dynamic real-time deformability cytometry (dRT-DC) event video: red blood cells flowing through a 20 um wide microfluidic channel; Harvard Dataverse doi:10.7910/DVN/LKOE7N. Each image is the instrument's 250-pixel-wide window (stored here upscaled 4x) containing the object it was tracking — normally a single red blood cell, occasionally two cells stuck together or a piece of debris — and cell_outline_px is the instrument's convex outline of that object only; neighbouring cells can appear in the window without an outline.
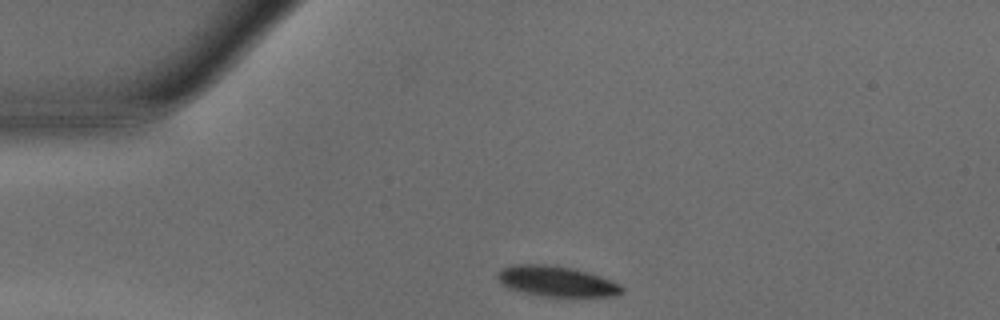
{"species": "common noctule bat (a hibernating species)", "species_latin": "Nyctalus noctula", "temperature_condition": "warm", "stored_images_in_passage": 28, "camera_frame_rate_fps": 3000, "um_per_image_px": 0.085, "animal": {"sex": "male", "body_mass_g": 15.6}, "frame": {"image": 1, "passage_image": 1, "time_ms": 0.0, "image_size_px": [1000, 320], "cell_outline_px": [[624, 292], [612, 296], [540, 296], [520, 292], [508, 288], [500, 284], [496, 276], [500, 268], [512, 264], [552, 264], [576, 268], [600, 276], [620, 284], [624, 288]], "centroid_in_image_um": [47.25, 23.89], "position_along_channel_um": 37.7, "area_um2": 22.48}}
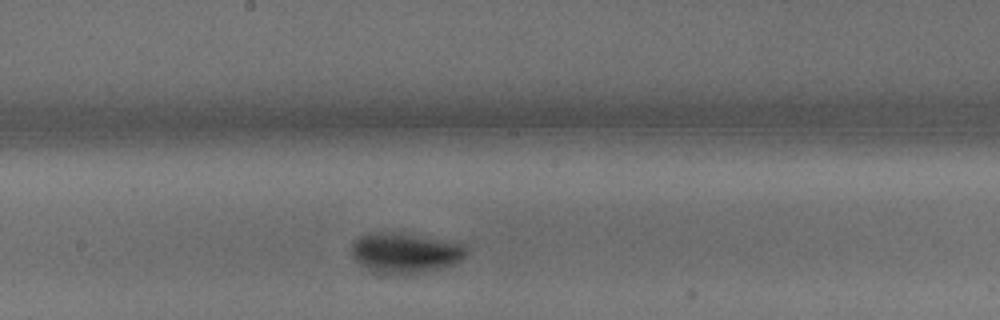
{"frame": {"image": 2, "passage_image": 16, "time_ms": 5.0, "image_size_px": [1000, 320], "cell_outline_px": [[468, 252], [460, 260], [452, 264], [440, 268], [404, 276], [372, 272], [360, 264], [352, 256], [352, 240], [368, 232], [404, 232], [464, 244], [468, 248]], "centroid_in_image_um": [34.41, 21.49], "position_along_channel_um": 213.8, "area_um2": 27.46}}
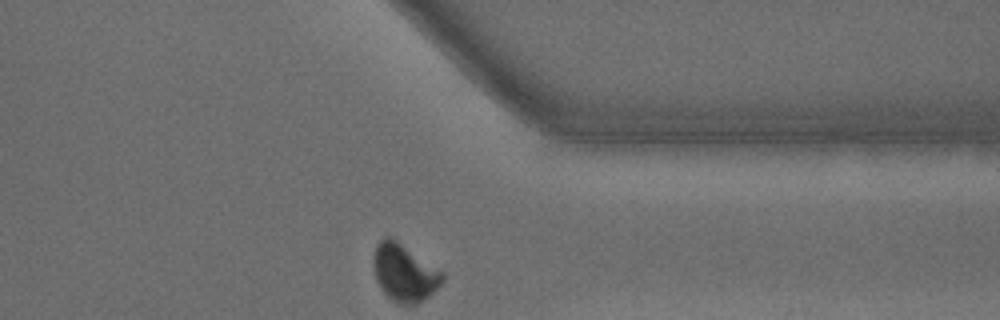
{"frame": {"image": 3, "passage_image": 28, "time_ms": 9.0, "image_size_px": [1000, 320], "cell_outline_px": [[444, 280], [424, 300], [416, 304], [400, 304], [392, 300], [380, 288], [376, 280], [372, 260], [372, 256], [376, 244], [384, 236], [392, 236], [444, 272]], "centroid_in_image_um": [34.34, 23.14], "position_along_channel_um": 377.1, "area_um2": 23.29}, "authors_computed_cell_mechanics": {"area_um2": 25.6632, "velocity_mm_per_s": 4.194, "shape_relaxation_time_tau1_ms": 2.5826, "shape_relaxation_time_tau2_ms": null, "deformation_change_tau1": 0.1334, "deformation_change_tau2": null}}